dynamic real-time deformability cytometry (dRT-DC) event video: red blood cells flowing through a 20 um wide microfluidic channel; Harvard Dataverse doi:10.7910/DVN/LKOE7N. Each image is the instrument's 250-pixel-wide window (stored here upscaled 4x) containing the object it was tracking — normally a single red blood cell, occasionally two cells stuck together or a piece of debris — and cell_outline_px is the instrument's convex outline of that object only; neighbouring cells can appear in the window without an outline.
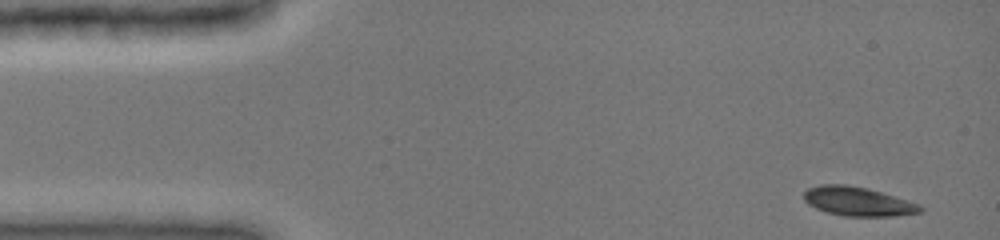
{"species": "common noctule bat (a hibernating species)", "species_latin": "Nyctalus noctula", "temperature_condition": "cold", "stored_images_in_passage": 12, "camera_frame_rate_fps": 3000, "um_per_image_px": 0.085, "animal": {"sex": "female", "body_mass_g": 19.0, "forearm_length_mm": 51.5}, "frame": {"image": 1, "passage_image": 1, "time_ms": 0.0, "image_size_px": [1000, 240], "cell_outline_px": [[924, 212], [892, 216], [844, 216], [824, 212], [808, 204], [804, 200], [804, 192], [808, 188], [820, 184], [848, 184], [868, 188], [908, 200], [920, 204], [924, 208]], "centroid_in_image_um": [72.93, 17.12], "position_along_channel_um": 12.1, "area_um2": 19.94}}
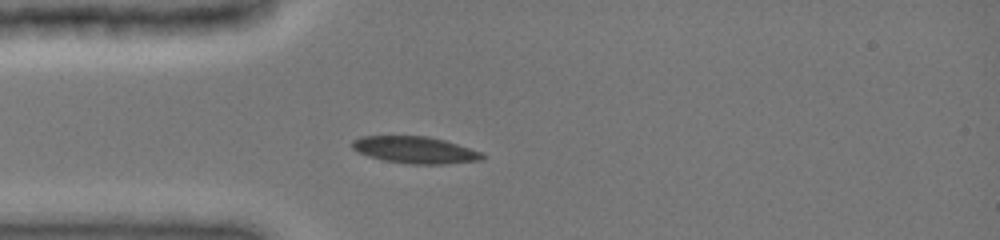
{"frame": {"image": 2, "passage_image": 9, "time_ms": 3.333, "image_size_px": [1000, 240], "cell_outline_px": [[484, 156], [480, 160], [444, 164], [408, 164], [384, 160], [368, 156], [352, 148], [352, 140], [360, 136], [428, 136], [444, 140], [484, 152]], "centroid_in_image_um": [35.28, 12.74], "position_along_channel_um": 49.7, "area_um2": 20.35}}
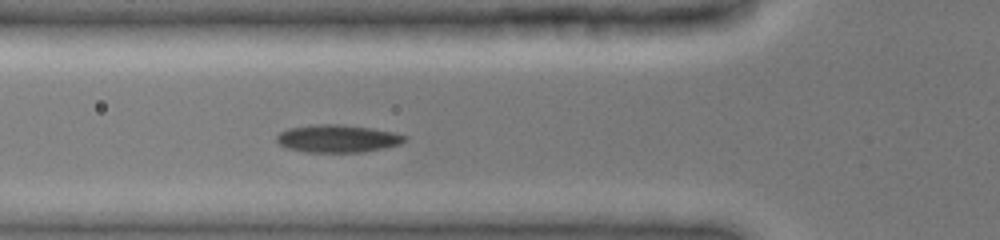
{"frame": {"image": 3, "passage_image": 12, "time_ms": 4.667, "image_size_px": [1000, 240], "cell_outline_px": [[408, 140], [400, 144], [384, 148], [364, 152], [304, 152], [288, 148], [280, 144], [276, 140], [276, 136], [280, 132], [288, 128], [312, 124], [340, 124], [372, 128], [392, 132], [408, 136]], "centroid_in_image_um": [28.71, 11.77], "position_along_channel_um": 97.1, "area_um2": 20.81}}